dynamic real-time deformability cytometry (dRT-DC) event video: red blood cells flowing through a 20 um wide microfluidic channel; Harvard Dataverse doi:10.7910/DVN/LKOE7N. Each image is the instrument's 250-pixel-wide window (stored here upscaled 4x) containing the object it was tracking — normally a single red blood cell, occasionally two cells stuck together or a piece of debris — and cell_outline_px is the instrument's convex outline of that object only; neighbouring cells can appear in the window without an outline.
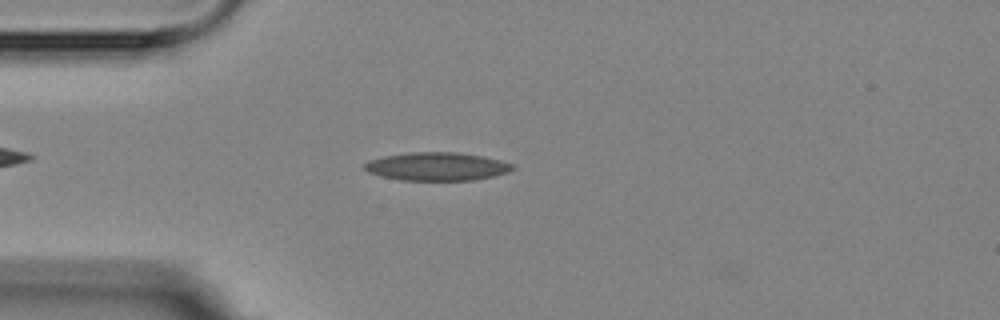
{"species": "Egyptian fruit bat (a non-hibernating species)", "species_latin": "Rousettus aegyptiacus", "temperature_condition": "room temperature", "stored_images_in_passage": 3, "camera_frame_rate_fps": 3000, "um_per_image_px": 0.085, "animal": {"sex": "female"}, "frame": {"image": 1, "passage_image": 3, "time_ms": 4.0, "image_size_px": [1000, 320], "cell_outline_px": [[516, 168], [508, 172], [492, 176], [472, 180], [400, 180], [368, 172], [364, 168], [364, 164], [368, 160], [384, 156], [408, 152], [456, 152], [484, 156], [516, 164]], "centroid_in_image_um": [37.17, 14.14], "position_along_channel_um": 47.8, "area_um2": 24.39}}